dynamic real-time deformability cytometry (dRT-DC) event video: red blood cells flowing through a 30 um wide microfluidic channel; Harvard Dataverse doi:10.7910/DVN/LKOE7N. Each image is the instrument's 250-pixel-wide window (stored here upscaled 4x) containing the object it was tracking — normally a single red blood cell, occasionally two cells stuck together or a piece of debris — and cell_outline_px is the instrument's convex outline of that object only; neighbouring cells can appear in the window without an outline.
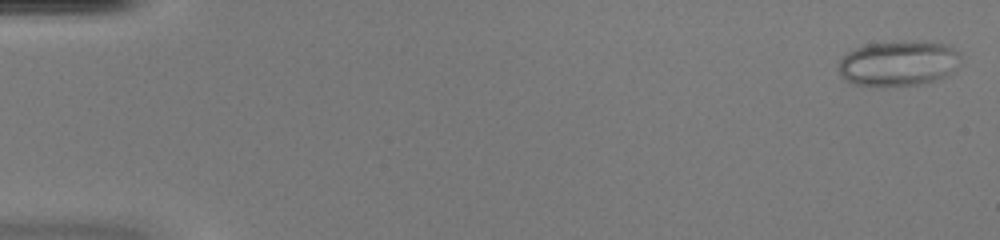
{"species": "common noctule bat (a hibernating species)", "species_latin": "Nyctalus noctula", "temperature_condition": "warm", "stored_images_in_passage": 52, "camera_frame_rate_fps": 3000, "um_per_image_px": 0.085, "animal": {"sex": "female", "body_mass_g": 20.0, "forearm_length_mm": 54.0}, "frame": {"image": 1, "passage_image": 2, "time_ms": 0.333, "image_size_px": [1000, 240], "cell_outline_px": [[960, 60], [956, 68], [952, 72], [944, 76], [920, 84], [884, 88], [872, 88], [852, 84], [840, 76], [836, 64], [848, 52], [856, 48], [868, 44], [904, 40], [948, 44], [960, 52]], "centroid_in_image_um": [76.32, 5.41], "position_along_channel_um": 8.7, "area_um2": 33.06}}
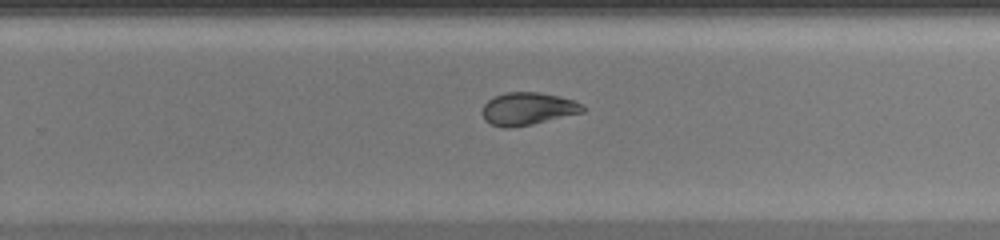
{"frame": {"image": 2, "passage_image": 34, "time_ms": 11.0, "image_size_px": [1000, 240], "cell_outline_px": [[584, 112], [532, 124], [508, 128], [504, 128], [492, 124], [484, 120], [480, 112], [484, 104], [492, 96], [508, 92], [540, 92], [560, 96], [584, 104]], "centroid_in_image_um": [44.83, 9.24], "position_along_channel_um": 285.0, "area_um2": 19.25}}
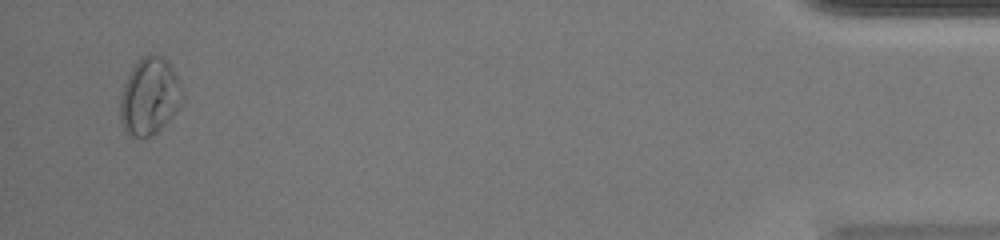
{"frame": {"image": 3, "passage_image": 50, "time_ms": 16.333, "image_size_px": [1000, 240], "cell_outline_px": [[184, 100], [180, 108], [152, 136], [144, 140], [128, 136], [120, 120], [120, 96], [124, 84], [136, 60], [140, 56], [148, 52], [152, 52], [168, 60], [180, 84], [184, 96]], "centroid_in_image_um": [12.71, 8.19], "position_along_channel_um": 422.5, "area_um2": 28.55}, "authors_computed_cell_mechanics": {"area_um2": 22.831, "velocity_mm_per_s": 4.0413, "shape_relaxation_time_tau1_ms": 10.5718, "shape_relaxation_time_tau2_ms": 0.9596, "deformation_change_tau1": 0.2265, "deformation_change_tau2": 0.0621}}